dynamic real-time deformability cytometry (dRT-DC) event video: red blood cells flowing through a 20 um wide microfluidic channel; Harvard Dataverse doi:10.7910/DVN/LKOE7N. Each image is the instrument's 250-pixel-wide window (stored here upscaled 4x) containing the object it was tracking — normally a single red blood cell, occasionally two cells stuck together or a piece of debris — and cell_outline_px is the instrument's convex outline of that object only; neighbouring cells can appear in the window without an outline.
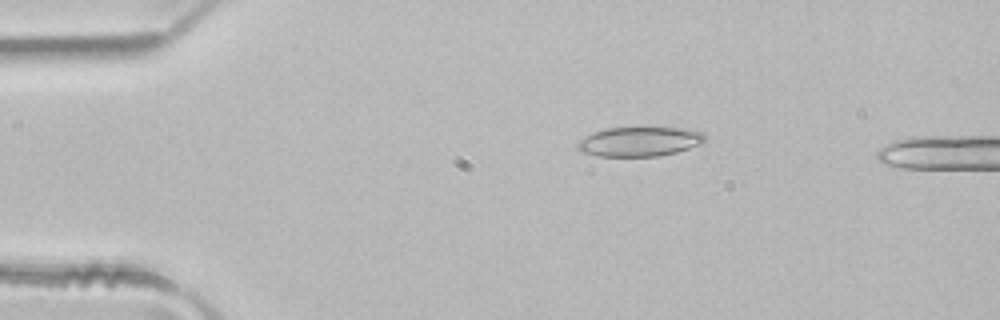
{"species": "common noctule bat (a hibernating species)", "species_latin": "Nyctalus noctula", "temperature_condition": "room temperature", "stored_images_in_passage": 40, "camera_frame_rate_fps": 3000, "um_per_image_px": 0.085, "animal": {"sex": "male", "body_mass_g": 21.5, "forearm_length_mm": 52.0}, "frame": {"image": 1, "passage_image": 3, "time_ms": 0.667, "image_size_px": [1000, 320], "cell_outline_px": [[704, 140], [700, 144], [676, 152], [660, 156], [600, 156], [584, 152], [576, 148], [576, 144], [580, 140], [592, 132], [608, 128], [640, 124], [688, 128], [700, 132], [704, 136]], "centroid_in_image_um": [54.36, 11.97], "position_along_channel_um": 30.6, "area_um2": 22.77}}
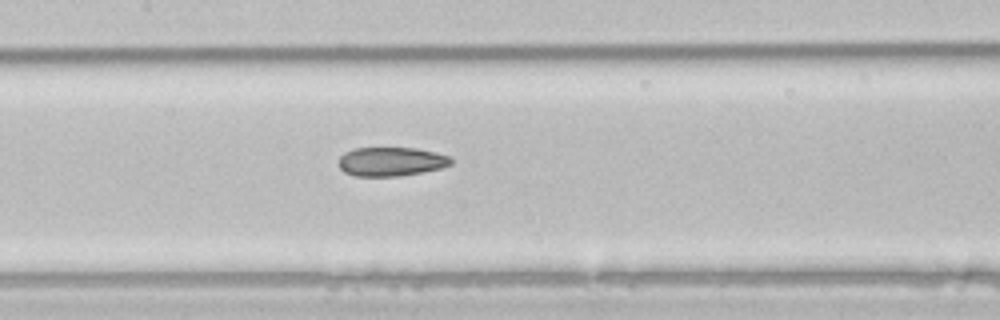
{"frame": {"image": 2, "passage_image": 17, "time_ms": 5.333, "image_size_px": [1000, 320], "cell_outline_px": [[452, 164], [440, 168], [400, 176], [356, 176], [344, 172], [340, 168], [340, 156], [344, 152], [352, 148], [416, 148], [436, 152], [452, 156]], "centroid_in_image_um": [33.26, 13.72], "position_along_channel_um": 174.1, "area_um2": 19.02}}
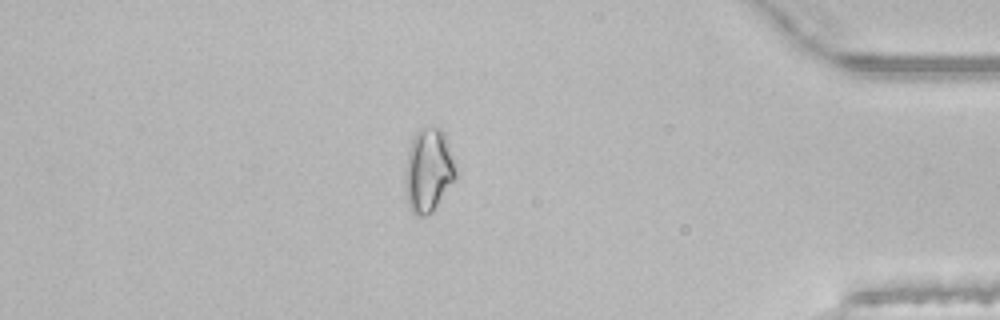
{"frame": {"image": 3, "passage_image": 36, "time_ms": 11.667, "image_size_px": [1000, 320], "cell_outline_px": [[456, 176], [432, 212], [424, 216], [416, 216], [412, 212], [408, 204], [404, 184], [404, 168], [412, 136], [420, 128], [432, 124], [440, 128], [444, 132], [456, 160]], "centroid_in_image_um": [36.4, 14.41], "position_along_channel_um": 398.8, "area_um2": 25.26}}